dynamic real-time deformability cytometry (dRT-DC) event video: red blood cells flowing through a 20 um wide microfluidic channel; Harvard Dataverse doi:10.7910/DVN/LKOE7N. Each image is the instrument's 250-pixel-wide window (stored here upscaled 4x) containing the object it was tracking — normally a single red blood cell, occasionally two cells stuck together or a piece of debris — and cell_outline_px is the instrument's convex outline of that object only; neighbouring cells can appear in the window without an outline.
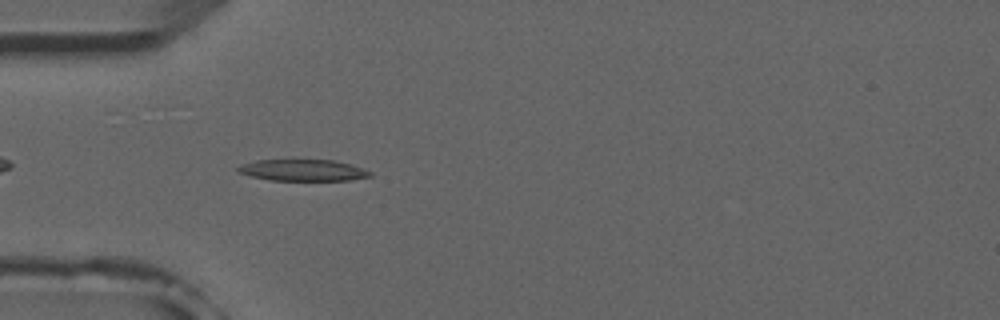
{"species": "common noctule bat (a hibernating species)", "species_latin": "Nyctalus noctula", "temperature_condition": "room temperature", "stored_images_in_passage": 5, "camera_frame_rate_fps": 3000, "um_per_image_px": 0.085, "animal": {"sex": "male", "forearm_length_mm": 52.5}, "frame": {"image": 1, "passage_image": 5, "time_ms": 4.333, "image_size_px": [1000, 320], "cell_outline_px": [[372, 176], [348, 180], [272, 180], [252, 176], [236, 172], [236, 168], [244, 164], [256, 160], [332, 160], [352, 164], [364, 168], [372, 172]], "centroid_in_image_um": [25.78, 14.46], "position_along_channel_um": 59.2, "area_um2": 16.42}}